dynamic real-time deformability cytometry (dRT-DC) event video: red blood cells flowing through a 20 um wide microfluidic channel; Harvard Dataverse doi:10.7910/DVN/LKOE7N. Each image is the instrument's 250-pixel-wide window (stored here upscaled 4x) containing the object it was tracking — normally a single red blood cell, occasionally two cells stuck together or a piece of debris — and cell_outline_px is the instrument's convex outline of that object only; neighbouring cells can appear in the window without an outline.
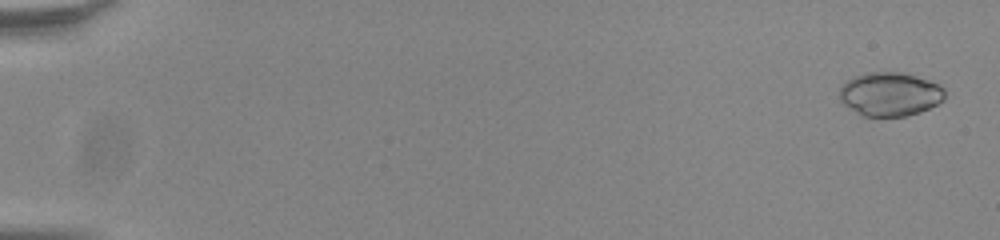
{"species": "common noctule bat (a hibernating species)", "species_latin": "Nyctalus noctula", "temperature_condition": "room temperature", "stored_images_in_passage": 47, "camera_frame_rate_fps": 3000, "um_per_image_px": 0.085, "animal": {"sex": "male", "body_mass_g": 20.0, "forearm_length_mm": 53.3}, "frame": {"image": 1, "passage_image": 2, "time_ms": 0.333, "image_size_px": [1000, 240], "cell_outline_px": [[944, 100], [920, 112], [904, 116], [864, 116], [844, 104], [840, 100], [840, 88], [848, 80], [864, 72], [904, 72], [940, 84], [944, 88]], "centroid_in_image_um": [75.67, 7.99], "position_along_channel_um": 9.3, "area_um2": 26.7}}
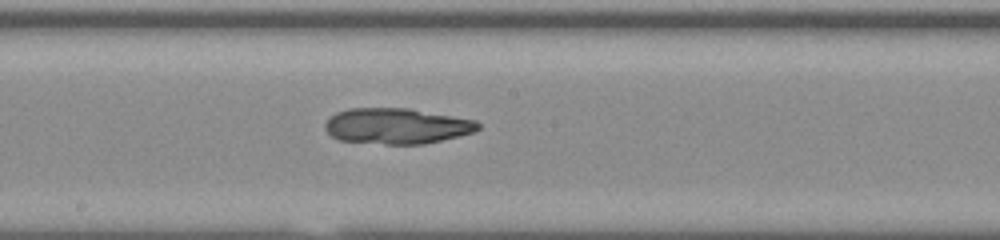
{"frame": {"image": 2, "passage_image": 32, "time_ms": 10.333, "image_size_px": [1000, 240], "cell_outline_px": [[480, 128], [472, 132], [460, 136], [424, 144], [384, 144], [340, 140], [332, 136], [324, 128], [324, 124], [336, 112], [348, 108], [408, 108], [476, 120], [480, 124]], "centroid_in_image_um": [33.72, 10.71], "position_along_channel_um": 214.5, "area_um2": 31.79}}
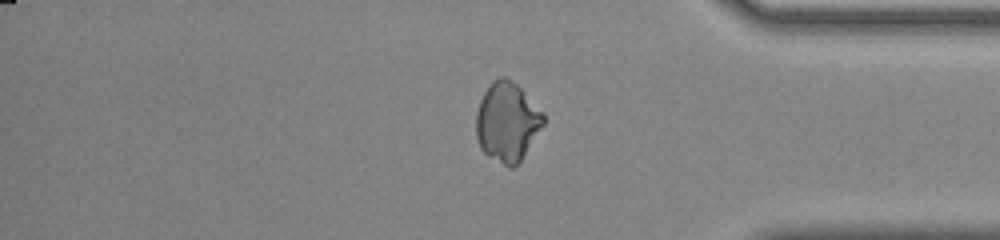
{"frame": {"image": 3, "passage_image": 47, "time_ms": 15.333, "image_size_px": [1000, 240], "cell_outline_px": [[544, 124], [520, 160], [512, 168], [508, 168], [488, 156], [480, 148], [476, 136], [476, 112], [480, 100], [484, 92], [492, 80], [500, 76], [504, 76], [516, 84], [544, 112]], "centroid_in_image_um": [43.09, 10.36], "position_along_channel_um": 392.1, "area_um2": 30.98}}